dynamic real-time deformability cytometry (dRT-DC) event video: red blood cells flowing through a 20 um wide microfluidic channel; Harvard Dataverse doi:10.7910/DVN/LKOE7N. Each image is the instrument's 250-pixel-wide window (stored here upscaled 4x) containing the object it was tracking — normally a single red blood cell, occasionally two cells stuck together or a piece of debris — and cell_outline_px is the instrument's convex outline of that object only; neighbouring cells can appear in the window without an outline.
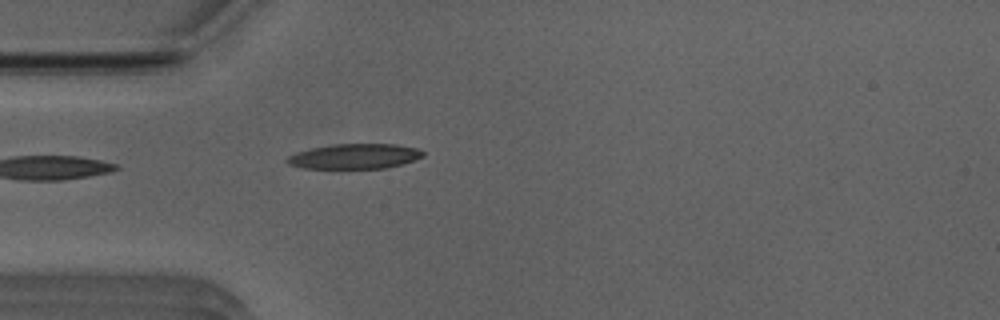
{"species": "Egyptian fruit bat (a non-hibernating species)", "species_latin": "Rousettus aegyptiacus", "temperature_condition": "room temperature", "stored_images_in_passage": 23, "camera_frame_rate_fps": 3000, "um_per_image_px": 0.085, "animal": {"sex": "male"}, "frame": {"image": 1, "passage_image": 1, "time_ms": 0.0, "image_size_px": [1000, 320], "cell_outline_px": [[424, 156], [400, 164], [384, 168], [304, 168], [288, 164], [284, 160], [288, 156], [296, 152], [312, 148], [332, 144], [396, 144], [416, 148], [424, 152]], "centroid_in_image_um": [30.1, 13.28], "position_along_channel_um": 54.9, "area_um2": 19.65}}